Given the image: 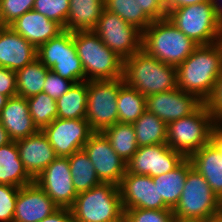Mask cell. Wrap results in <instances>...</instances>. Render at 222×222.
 <instances>
[{"label":"cell","mask_w":222,"mask_h":222,"mask_svg":"<svg viewBox=\"0 0 222 222\" xmlns=\"http://www.w3.org/2000/svg\"><path fill=\"white\" fill-rule=\"evenodd\" d=\"M133 127L139 147L167 144V124L148 110L133 123Z\"/></svg>","instance_id":"cell-28"},{"label":"cell","mask_w":222,"mask_h":222,"mask_svg":"<svg viewBox=\"0 0 222 222\" xmlns=\"http://www.w3.org/2000/svg\"><path fill=\"white\" fill-rule=\"evenodd\" d=\"M208 109L214 115L218 124H222V73L216 81L211 97L206 101Z\"/></svg>","instance_id":"cell-41"},{"label":"cell","mask_w":222,"mask_h":222,"mask_svg":"<svg viewBox=\"0 0 222 222\" xmlns=\"http://www.w3.org/2000/svg\"><path fill=\"white\" fill-rule=\"evenodd\" d=\"M39 222H75L72 211L69 208H58L51 215Z\"/></svg>","instance_id":"cell-43"},{"label":"cell","mask_w":222,"mask_h":222,"mask_svg":"<svg viewBox=\"0 0 222 222\" xmlns=\"http://www.w3.org/2000/svg\"><path fill=\"white\" fill-rule=\"evenodd\" d=\"M217 124L214 115L203 103L191 115L167 124V145L189 158L201 147L211 142V134Z\"/></svg>","instance_id":"cell-6"},{"label":"cell","mask_w":222,"mask_h":222,"mask_svg":"<svg viewBox=\"0 0 222 222\" xmlns=\"http://www.w3.org/2000/svg\"><path fill=\"white\" fill-rule=\"evenodd\" d=\"M19 187L0 184V222H13Z\"/></svg>","instance_id":"cell-38"},{"label":"cell","mask_w":222,"mask_h":222,"mask_svg":"<svg viewBox=\"0 0 222 222\" xmlns=\"http://www.w3.org/2000/svg\"><path fill=\"white\" fill-rule=\"evenodd\" d=\"M69 14L64 30H93L105 9L104 0H70Z\"/></svg>","instance_id":"cell-25"},{"label":"cell","mask_w":222,"mask_h":222,"mask_svg":"<svg viewBox=\"0 0 222 222\" xmlns=\"http://www.w3.org/2000/svg\"><path fill=\"white\" fill-rule=\"evenodd\" d=\"M88 81L74 83L73 86L56 100L57 118L82 119L86 117Z\"/></svg>","instance_id":"cell-27"},{"label":"cell","mask_w":222,"mask_h":222,"mask_svg":"<svg viewBox=\"0 0 222 222\" xmlns=\"http://www.w3.org/2000/svg\"><path fill=\"white\" fill-rule=\"evenodd\" d=\"M174 222H207L203 220H181V219H174Z\"/></svg>","instance_id":"cell-51"},{"label":"cell","mask_w":222,"mask_h":222,"mask_svg":"<svg viewBox=\"0 0 222 222\" xmlns=\"http://www.w3.org/2000/svg\"><path fill=\"white\" fill-rule=\"evenodd\" d=\"M0 121L12 141L26 138L39 131L30 115L27 100L22 96L8 98L1 110Z\"/></svg>","instance_id":"cell-22"},{"label":"cell","mask_w":222,"mask_h":222,"mask_svg":"<svg viewBox=\"0 0 222 222\" xmlns=\"http://www.w3.org/2000/svg\"><path fill=\"white\" fill-rule=\"evenodd\" d=\"M185 157L167 144L139 147L126 163V171L150 177L160 176L176 168Z\"/></svg>","instance_id":"cell-15"},{"label":"cell","mask_w":222,"mask_h":222,"mask_svg":"<svg viewBox=\"0 0 222 222\" xmlns=\"http://www.w3.org/2000/svg\"><path fill=\"white\" fill-rule=\"evenodd\" d=\"M34 0H0V24L9 26L24 13L33 10Z\"/></svg>","instance_id":"cell-37"},{"label":"cell","mask_w":222,"mask_h":222,"mask_svg":"<svg viewBox=\"0 0 222 222\" xmlns=\"http://www.w3.org/2000/svg\"><path fill=\"white\" fill-rule=\"evenodd\" d=\"M123 78L88 81L85 119L94 132H103L118 122L117 95Z\"/></svg>","instance_id":"cell-10"},{"label":"cell","mask_w":222,"mask_h":222,"mask_svg":"<svg viewBox=\"0 0 222 222\" xmlns=\"http://www.w3.org/2000/svg\"><path fill=\"white\" fill-rule=\"evenodd\" d=\"M0 94L8 98L17 95L16 71L0 67Z\"/></svg>","instance_id":"cell-40"},{"label":"cell","mask_w":222,"mask_h":222,"mask_svg":"<svg viewBox=\"0 0 222 222\" xmlns=\"http://www.w3.org/2000/svg\"><path fill=\"white\" fill-rule=\"evenodd\" d=\"M102 183L120 185L126 172L124 161L112 148L103 132H94L83 147Z\"/></svg>","instance_id":"cell-13"},{"label":"cell","mask_w":222,"mask_h":222,"mask_svg":"<svg viewBox=\"0 0 222 222\" xmlns=\"http://www.w3.org/2000/svg\"><path fill=\"white\" fill-rule=\"evenodd\" d=\"M7 100H8L7 96L0 94V113L1 110L4 108V106L6 105Z\"/></svg>","instance_id":"cell-49"},{"label":"cell","mask_w":222,"mask_h":222,"mask_svg":"<svg viewBox=\"0 0 222 222\" xmlns=\"http://www.w3.org/2000/svg\"><path fill=\"white\" fill-rule=\"evenodd\" d=\"M198 46L167 17L153 21L142 32V49L151 57L176 68Z\"/></svg>","instance_id":"cell-3"},{"label":"cell","mask_w":222,"mask_h":222,"mask_svg":"<svg viewBox=\"0 0 222 222\" xmlns=\"http://www.w3.org/2000/svg\"><path fill=\"white\" fill-rule=\"evenodd\" d=\"M211 142L218 148L222 156V124H216L212 130Z\"/></svg>","instance_id":"cell-44"},{"label":"cell","mask_w":222,"mask_h":222,"mask_svg":"<svg viewBox=\"0 0 222 222\" xmlns=\"http://www.w3.org/2000/svg\"><path fill=\"white\" fill-rule=\"evenodd\" d=\"M207 222H222V212H217Z\"/></svg>","instance_id":"cell-48"},{"label":"cell","mask_w":222,"mask_h":222,"mask_svg":"<svg viewBox=\"0 0 222 222\" xmlns=\"http://www.w3.org/2000/svg\"><path fill=\"white\" fill-rule=\"evenodd\" d=\"M15 142L17 144L19 158L33 179L57 157L42 130L26 138L16 140Z\"/></svg>","instance_id":"cell-19"},{"label":"cell","mask_w":222,"mask_h":222,"mask_svg":"<svg viewBox=\"0 0 222 222\" xmlns=\"http://www.w3.org/2000/svg\"><path fill=\"white\" fill-rule=\"evenodd\" d=\"M209 0H170V11L175 8H181L183 6L200 4Z\"/></svg>","instance_id":"cell-45"},{"label":"cell","mask_w":222,"mask_h":222,"mask_svg":"<svg viewBox=\"0 0 222 222\" xmlns=\"http://www.w3.org/2000/svg\"><path fill=\"white\" fill-rule=\"evenodd\" d=\"M202 104L197 96L179 88L146 96V110L166 124L191 115Z\"/></svg>","instance_id":"cell-17"},{"label":"cell","mask_w":222,"mask_h":222,"mask_svg":"<svg viewBox=\"0 0 222 222\" xmlns=\"http://www.w3.org/2000/svg\"><path fill=\"white\" fill-rule=\"evenodd\" d=\"M221 73L222 40L210 45H199L177 67V88L194 94L206 103Z\"/></svg>","instance_id":"cell-1"},{"label":"cell","mask_w":222,"mask_h":222,"mask_svg":"<svg viewBox=\"0 0 222 222\" xmlns=\"http://www.w3.org/2000/svg\"><path fill=\"white\" fill-rule=\"evenodd\" d=\"M72 182L77 193L87 191L102 183L84 149L68 157Z\"/></svg>","instance_id":"cell-29"},{"label":"cell","mask_w":222,"mask_h":222,"mask_svg":"<svg viewBox=\"0 0 222 222\" xmlns=\"http://www.w3.org/2000/svg\"><path fill=\"white\" fill-rule=\"evenodd\" d=\"M44 66L74 83L85 81V73L73 42V32L64 30L37 49Z\"/></svg>","instance_id":"cell-9"},{"label":"cell","mask_w":222,"mask_h":222,"mask_svg":"<svg viewBox=\"0 0 222 222\" xmlns=\"http://www.w3.org/2000/svg\"><path fill=\"white\" fill-rule=\"evenodd\" d=\"M118 122L133 124L146 111V97L125 83L117 95Z\"/></svg>","instance_id":"cell-32"},{"label":"cell","mask_w":222,"mask_h":222,"mask_svg":"<svg viewBox=\"0 0 222 222\" xmlns=\"http://www.w3.org/2000/svg\"><path fill=\"white\" fill-rule=\"evenodd\" d=\"M34 181L59 208H71L78 193L72 182L68 157H56Z\"/></svg>","instance_id":"cell-14"},{"label":"cell","mask_w":222,"mask_h":222,"mask_svg":"<svg viewBox=\"0 0 222 222\" xmlns=\"http://www.w3.org/2000/svg\"><path fill=\"white\" fill-rule=\"evenodd\" d=\"M9 27L36 49L64 31L59 23L49 20L46 16L34 10L24 13Z\"/></svg>","instance_id":"cell-21"},{"label":"cell","mask_w":222,"mask_h":222,"mask_svg":"<svg viewBox=\"0 0 222 222\" xmlns=\"http://www.w3.org/2000/svg\"><path fill=\"white\" fill-rule=\"evenodd\" d=\"M123 210L131 208L141 209H170L159 198L157 185L152 177L125 172L119 185Z\"/></svg>","instance_id":"cell-16"},{"label":"cell","mask_w":222,"mask_h":222,"mask_svg":"<svg viewBox=\"0 0 222 222\" xmlns=\"http://www.w3.org/2000/svg\"><path fill=\"white\" fill-rule=\"evenodd\" d=\"M143 11L153 20L166 18L167 11L158 0H136Z\"/></svg>","instance_id":"cell-42"},{"label":"cell","mask_w":222,"mask_h":222,"mask_svg":"<svg viewBox=\"0 0 222 222\" xmlns=\"http://www.w3.org/2000/svg\"><path fill=\"white\" fill-rule=\"evenodd\" d=\"M219 211L221 200L211 190L206 179L191 167L180 200L173 209L175 219L208 221Z\"/></svg>","instance_id":"cell-8"},{"label":"cell","mask_w":222,"mask_h":222,"mask_svg":"<svg viewBox=\"0 0 222 222\" xmlns=\"http://www.w3.org/2000/svg\"><path fill=\"white\" fill-rule=\"evenodd\" d=\"M58 208L34 181L19 188L13 222H39Z\"/></svg>","instance_id":"cell-18"},{"label":"cell","mask_w":222,"mask_h":222,"mask_svg":"<svg viewBox=\"0 0 222 222\" xmlns=\"http://www.w3.org/2000/svg\"><path fill=\"white\" fill-rule=\"evenodd\" d=\"M70 209L75 222H124L119 186L112 183L78 193Z\"/></svg>","instance_id":"cell-5"},{"label":"cell","mask_w":222,"mask_h":222,"mask_svg":"<svg viewBox=\"0 0 222 222\" xmlns=\"http://www.w3.org/2000/svg\"><path fill=\"white\" fill-rule=\"evenodd\" d=\"M37 58V49L9 26L0 27V67L17 71Z\"/></svg>","instance_id":"cell-20"},{"label":"cell","mask_w":222,"mask_h":222,"mask_svg":"<svg viewBox=\"0 0 222 222\" xmlns=\"http://www.w3.org/2000/svg\"><path fill=\"white\" fill-rule=\"evenodd\" d=\"M30 115L39 130L49 125L57 118L56 100L45 92L26 98Z\"/></svg>","instance_id":"cell-34"},{"label":"cell","mask_w":222,"mask_h":222,"mask_svg":"<svg viewBox=\"0 0 222 222\" xmlns=\"http://www.w3.org/2000/svg\"><path fill=\"white\" fill-rule=\"evenodd\" d=\"M191 167V161L185 158L170 172L152 177L154 184L157 185L159 198H163L164 203L172 210L180 200L187 172Z\"/></svg>","instance_id":"cell-26"},{"label":"cell","mask_w":222,"mask_h":222,"mask_svg":"<svg viewBox=\"0 0 222 222\" xmlns=\"http://www.w3.org/2000/svg\"><path fill=\"white\" fill-rule=\"evenodd\" d=\"M172 209L131 208L124 211V222H174Z\"/></svg>","instance_id":"cell-36"},{"label":"cell","mask_w":222,"mask_h":222,"mask_svg":"<svg viewBox=\"0 0 222 222\" xmlns=\"http://www.w3.org/2000/svg\"><path fill=\"white\" fill-rule=\"evenodd\" d=\"M57 157H69L83 149L94 133L85 119L56 118L42 129Z\"/></svg>","instance_id":"cell-12"},{"label":"cell","mask_w":222,"mask_h":222,"mask_svg":"<svg viewBox=\"0 0 222 222\" xmlns=\"http://www.w3.org/2000/svg\"><path fill=\"white\" fill-rule=\"evenodd\" d=\"M34 182L19 158L15 141L0 147V184L23 187Z\"/></svg>","instance_id":"cell-24"},{"label":"cell","mask_w":222,"mask_h":222,"mask_svg":"<svg viewBox=\"0 0 222 222\" xmlns=\"http://www.w3.org/2000/svg\"><path fill=\"white\" fill-rule=\"evenodd\" d=\"M12 140L10 139L7 130L3 127L0 121V147L8 144Z\"/></svg>","instance_id":"cell-46"},{"label":"cell","mask_w":222,"mask_h":222,"mask_svg":"<svg viewBox=\"0 0 222 222\" xmlns=\"http://www.w3.org/2000/svg\"><path fill=\"white\" fill-rule=\"evenodd\" d=\"M69 2L70 0H34L33 10L64 28L69 14Z\"/></svg>","instance_id":"cell-35"},{"label":"cell","mask_w":222,"mask_h":222,"mask_svg":"<svg viewBox=\"0 0 222 222\" xmlns=\"http://www.w3.org/2000/svg\"><path fill=\"white\" fill-rule=\"evenodd\" d=\"M93 31L123 60L142 49V32L106 9L102 11Z\"/></svg>","instance_id":"cell-11"},{"label":"cell","mask_w":222,"mask_h":222,"mask_svg":"<svg viewBox=\"0 0 222 222\" xmlns=\"http://www.w3.org/2000/svg\"><path fill=\"white\" fill-rule=\"evenodd\" d=\"M158 1L166 9V11H170V0H158Z\"/></svg>","instance_id":"cell-50"},{"label":"cell","mask_w":222,"mask_h":222,"mask_svg":"<svg viewBox=\"0 0 222 222\" xmlns=\"http://www.w3.org/2000/svg\"><path fill=\"white\" fill-rule=\"evenodd\" d=\"M123 80L146 97L177 88V68L141 49L123 60Z\"/></svg>","instance_id":"cell-2"},{"label":"cell","mask_w":222,"mask_h":222,"mask_svg":"<svg viewBox=\"0 0 222 222\" xmlns=\"http://www.w3.org/2000/svg\"><path fill=\"white\" fill-rule=\"evenodd\" d=\"M171 23L198 45H210L222 40V23L211 0L167 11Z\"/></svg>","instance_id":"cell-7"},{"label":"cell","mask_w":222,"mask_h":222,"mask_svg":"<svg viewBox=\"0 0 222 222\" xmlns=\"http://www.w3.org/2000/svg\"><path fill=\"white\" fill-rule=\"evenodd\" d=\"M104 5L107 11L120 16L141 32L153 22L136 0H104Z\"/></svg>","instance_id":"cell-33"},{"label":"cell","mask_w":222,"mask_h":222,"mask_svg":"<svg viewBox=\"0 0 222 222\" xmlns=\"http://www.w3.org/2000/svg\"><path fill=\"white\" fill-rule=\"evenodd\" d=\"M214 9L215 14L218 18V20L222 23V1L221 0H211Z\"/></svg>","instance_id":"cell-47"},{"label":"cell","mask_w":222,"mask_h":222,"mask_svg":"<svg viewBox=\"0 0 222 222\" xmlns=\"http://www.w3.org/2000/svg\"><path fill=\"white\" fill-rule=\"evenodd\" d=\"M73 84V81L63 78L52 70H49L45 77L43 92L48 94L52 99L57 100L63 96Z\"/></svg>","instance_id":"cell-39"},{"label":"cell","mask_w":222,"mask_h":222,"mask_svg":"<svg viewBox=\"0 0 222 222\" xmlns=\"http://www.w3.org/2000/svg\"><path fill=\"white\" fill-rule=\"evenodd\" d=\"M103 133L109 139L112 148L126 163L133 157L139 148L136 134L131 123L116 122L106 128Z\"/></svg>","instance_id":"cell-31"},{"label":"cell","mask_w":222,"mask_h":222,"mask_svg":"<svg viewBox=\"0 0 222 222\" xmlns=\"http://www.w3.org/2000/svg\"><path fill=\"white\" fill-rule=\"evenodd\" d=\"M49 70L38 58L24 68L18 69L17 95L28 98L43 92L45 77Z\"/></svg>","instance_id":"cell-30"},{"label":"cell","mask_w":222,"mask_h":222,"mask_svg":"<svg viewBox=\"0 0 222 222\" xmlns=\"http://www.w3.org/2000/svg\"><path fill=\"white\" fill-rule=\"evenodd\" d=\"M73 42L85 81L123 78V59L108 48L93 31H74Z\"/></svg>","instance_id":"cell-4"},{"label":"cell","mask_w":222,"mask_h":222,"mask_svg":"<svg viewBox=\"0 0 222 222\" xmlns=\"http://www.w3.org/2000/svg\"><path fill=\"white\" fill-rule=\"evenodd\" d=\"M192 167L208 182L211 190L222 200V156L210 142L189 157Z\"/></svg>","instance_id":"cell-23"}]
</instances>
